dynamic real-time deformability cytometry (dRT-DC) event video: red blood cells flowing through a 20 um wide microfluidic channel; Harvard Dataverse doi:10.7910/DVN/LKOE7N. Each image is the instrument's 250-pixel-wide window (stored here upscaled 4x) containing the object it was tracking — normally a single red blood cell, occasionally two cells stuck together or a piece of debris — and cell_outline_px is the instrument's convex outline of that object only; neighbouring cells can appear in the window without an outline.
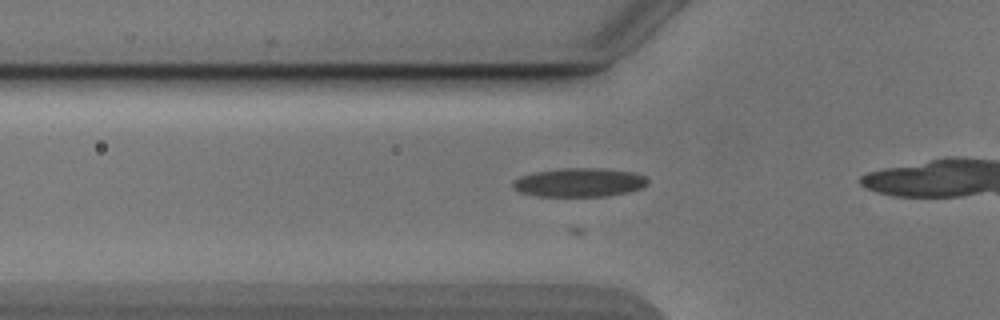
{"species": "Egyptian fruit bat (a non-hibernating species)", "species_latin": "Rousettus aegyptiacus", "temperature_condition": "cold", "stored_images_in_passage": 16, "camera_frame_rate_fps": 3000, "um_per_image_px": 0.085, "animal": {"sex": "male"}, "frame": {"image": 1, "passage_image": 10, "time_ms": 3.0, "image_size_px": [1000, 320], "cell_outline_px": [[648, 184], [640, 188], [628, 192], [608, 196], [536, 196], [520, 192], [512, 184], [520, 176], [536, 172], [560, 168], [604, 168], [636, 172], [644, 176], [648, 180]], "centroid_in_image_um": [49.29, 15.5], "position_along_channel_um": 76.5, "area_um2": 22.6}}
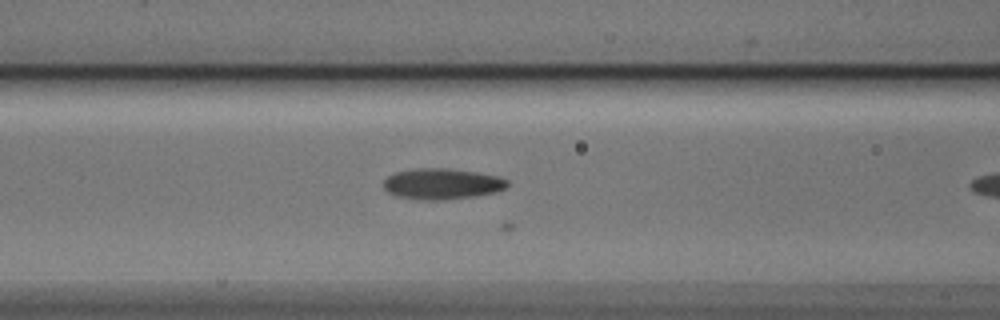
{"frame": {"image": 2, "passage_image": 14, "time_ms": 4.333, "image_size_px": [1000, 320], "cell_outline_px": [[508, 188], [496, 192], [476, 196], [444, 200], [420, 200], [396, 196], [388, 192], [384, 188], [384, 180], [388, 176], [396, 172], [416, 168], [448, 168], [476, 172], [500, 176], [508, 180]], "centroid_in_image_um": [37.6, 15.63], "position_along_channel_um": 129.0, "area_um2": 22.54}}